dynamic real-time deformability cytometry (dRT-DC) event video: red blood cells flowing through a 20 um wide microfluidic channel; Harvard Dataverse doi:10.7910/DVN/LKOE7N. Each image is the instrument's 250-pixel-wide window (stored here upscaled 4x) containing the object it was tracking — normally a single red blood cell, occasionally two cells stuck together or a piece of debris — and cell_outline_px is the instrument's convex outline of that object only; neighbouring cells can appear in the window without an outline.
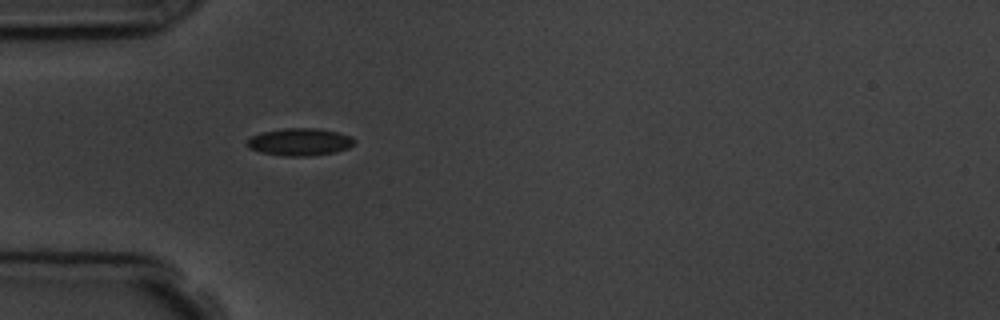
{"species": "common noctule bat (a hibernating species)", "species_latin": "Nyctalus noctula", "temperature_condition": "room temperature", "stored_images_in_passage": 6, "camera_frame_rate_fps": 3000, "um_per_image_px": 0.085, "animal": {"sex": "male", "body_mass_g": 19.5, "forearm_length_mm": 54.6}, "frame": {"image": 1, "passage_image": 4, "time_ms": 4.333, "image_size_px": [1000, 320], "cell_outline_px": [[356, 140], [348, 148], [336, 152], [312, 156], [284, 156], [260, 152], [248, 148], [248, 140], [252, 136], [260, 132], [284, 128], [316, 128], [336, 132], [352, 136]], "centroid_in_image_um": [25.48, 12.07], "position_along_channel_um": 59.5, "area_um2": 17.17}}